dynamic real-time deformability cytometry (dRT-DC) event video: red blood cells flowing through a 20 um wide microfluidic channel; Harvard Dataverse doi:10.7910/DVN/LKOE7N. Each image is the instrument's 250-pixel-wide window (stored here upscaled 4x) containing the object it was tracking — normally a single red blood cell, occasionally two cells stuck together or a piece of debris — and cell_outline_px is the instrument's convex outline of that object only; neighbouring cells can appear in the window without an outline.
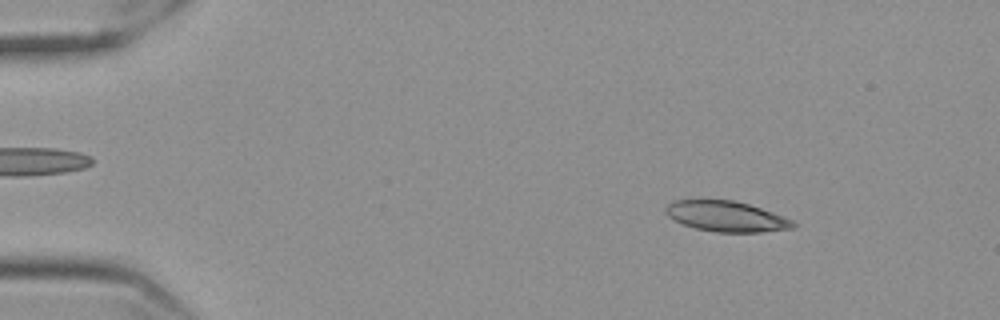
{"species": "Egyptian fruit bat (a non-hibernating species)", "species_latin": "Rousettus aegyptiacus", "temperature_condition": "cold", "stored_images_in_passage": 56, "camera_frame_rate_fps": 3000, "um_per_image_px": 0.085, "frame": {"image": 1, "passage_image": 7, "time_ms": 2.0, "image_size_px": [1000, 320], "cell_outline_px": [[796, 224], [792, 228], [760, 232], [716, 232], [696, 228], [684, 224], [668, 216], [664, 212], [664, 208], [672, 200], [732, 200], [748, 204], [772, 212], [792, 220]], "centroid_in_image_um": [61.7, 18.39], "position_along_channel_um": 23.3, "area_um2": 22.37}}
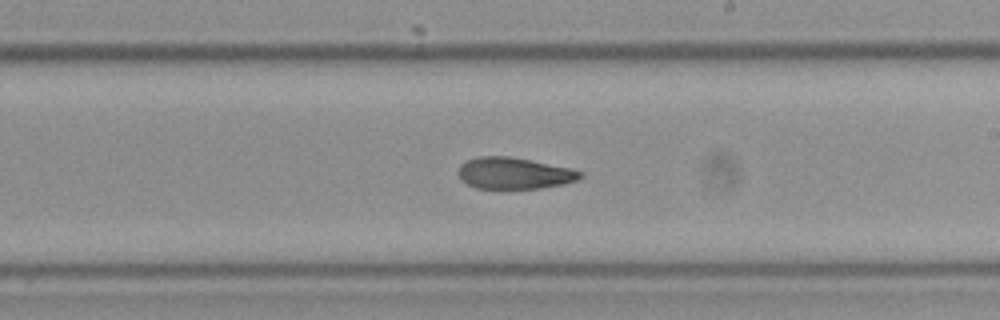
{"frame": {"image": 2, "passage_image": 33, "time_ms": 10.667, "image_size_px": [1000, 320], "cell_outline_px": [[584, 176], [576, 180], [564, 184], [540, 188], [476, 188], [468, 184], [456, 172], [460, 164], [468, 160], [480, 156], [508, 156], [568, 168], [584, 172]], "centroid_in_image_um": [43.69, 14.73], "position_along_channel_um": 245.3, "area_um2": 22.08}}
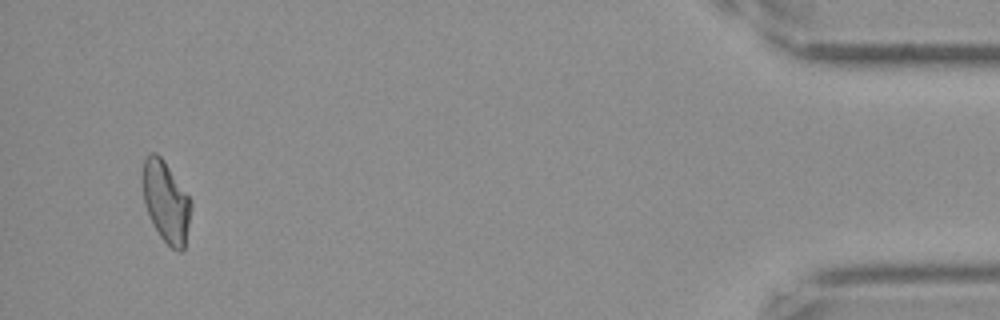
{"frame": {"image": 3, "passage_image": 54, "time_ms": 17.667, "image_size_px": [1000, 320], "cell_outline_px": [[192, 204], [184, 248], [180, 252], [172, 248], [160, 236], [148, 212], [144, 200], [144, 160], [152, 152], [156, 152], [164, 160], [188, 196]], "centroid_in_image_um": [14.13, 17.16], "position_along_channel_um": 421.1, "area_um2": 22.02}, "authors_computed_cell_mechanics": {"area_um2": 23.1778, "velocity_mm_per_s": 3.5508, "shape_relaxation_time_tau1_ms": 10.9676, "shape_relaxation_time_tau2_ms": 4.6446, "deformation_change_tau1": 0.2436, "deformation_change_tau2": 0.115}}